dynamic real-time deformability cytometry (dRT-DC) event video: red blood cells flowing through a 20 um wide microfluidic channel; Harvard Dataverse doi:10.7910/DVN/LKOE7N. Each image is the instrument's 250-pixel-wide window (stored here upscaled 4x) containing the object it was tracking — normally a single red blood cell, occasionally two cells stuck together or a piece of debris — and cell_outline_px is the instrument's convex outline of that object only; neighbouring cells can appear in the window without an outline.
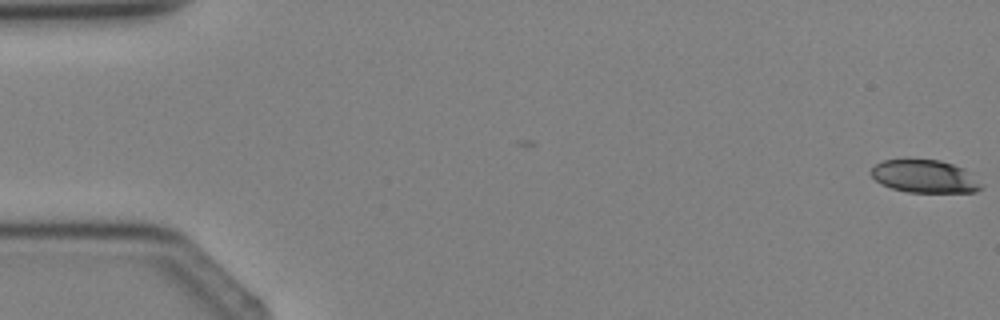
{"species": "Egyptian fruit bat (a non-hibernating species)", "species_latin": "Rousettus aegyptiacus", "temperature_condition": "cold", "stored_images_in_passage": 5, "segment_of_instrument_passage": [1, 2], "camera_frame_rate_fps": 3000, "um_per_image_px": 0.085, "animal": {"sex": "female"}, "frame": {"image": 1, "passage_image": 1, "time_ms": 0.0, "image_size_px": [1000, 320], "cell_outline_px": [[984, 188], [976, 192], [908, 192], [892, 188], [880, 184], [872, 176], [872, 168], [876, 164], [884, 160], [940, 160], [964, 168], [984, 184]], "centroid_in_image_um": [78.66, 15.01], "position_along_channel_um": 6.3, "area_um2": 21.04}}
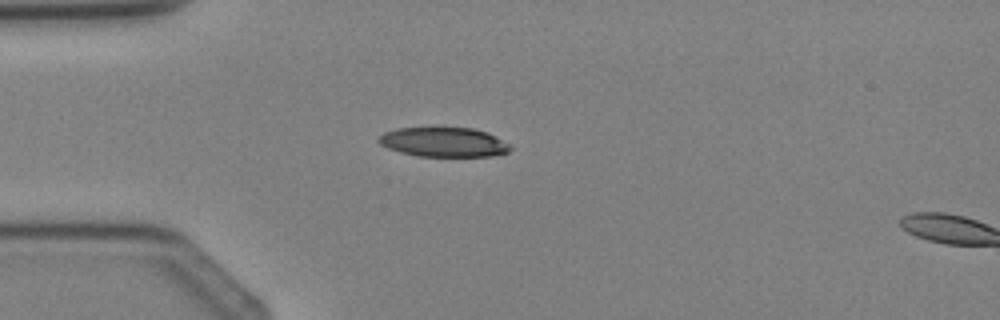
{"frame": {"image": 2, "passage_image": 4, "time_ms": 3.333, "image_size_px": [1000, 320], "cell_outline_px": [[512, 148], [508, 152], [492, 156], [416, 156], [400, 152], [388, 148], [380, 144], [376, 140], [384, 132], [396, 128], [472, 128], [488, 132], [508, 144]], "centroid_in_image_um": [37.69, 12.08], "position_along_channel_um": 47.3, "area_um2": 22.54}}